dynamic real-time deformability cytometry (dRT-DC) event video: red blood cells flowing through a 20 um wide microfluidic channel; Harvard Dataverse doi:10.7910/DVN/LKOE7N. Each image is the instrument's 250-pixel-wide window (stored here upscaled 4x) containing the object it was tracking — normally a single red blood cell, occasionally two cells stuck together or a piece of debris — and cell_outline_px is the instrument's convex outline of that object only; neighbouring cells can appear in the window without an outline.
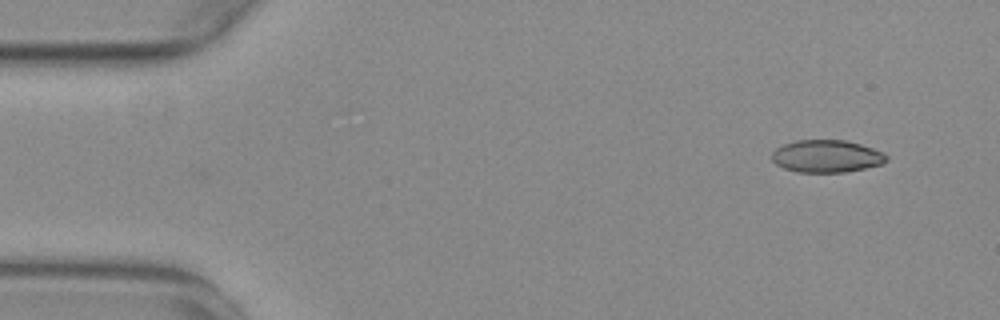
{"species": "common noctule bat (a hibernating species)", "species_latin": "Nyctalus noctula", "temperature_condition": "warm", "stored_images_in_passage": 39, "camera_frame_rate_fps": 3000, "um_per_image_px": 0.085, "animal": {"sex": "female", "body_mass_g": 29.2, "forearm_length_mm": 56.3}, "frame": {"image": 1, "passage_image": 1, "time_ms": 0.0, "image_size_px": [1000, 320], "cell_outline_px": [[888, 160], [884, 164], [844, 172], [800, 172], [784, 168], [776, 164], [772, 160], [772, 152], [776, 148], [784, 144], [796, 140], [844, 140], [860, 144], [884, 152], [888, 156]], "centroid_in_image_um": [70.28, 13.27], "position_along_channel_um": 14.7, "area_um2": 21.68}}
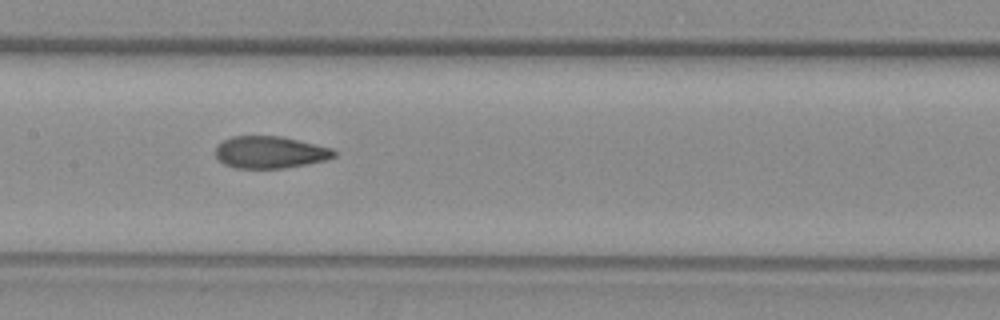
{"frame": {"image": 2, "passage_image": 23, "time_ms": 7.333, "image_size_px": [1000, 320], "cell_outline_px": [[336, 156], [324, 160], [284, 168], [236, 168], [224, 164], [216, 156], [216, 148], [224, 140], [232, 136], [280, 136], [332, 148], [336, 152]], "centroid_in_image_um": [22.95, 12.94], "position_along_channel_um": 184.5, "area_um2": 21.85}}
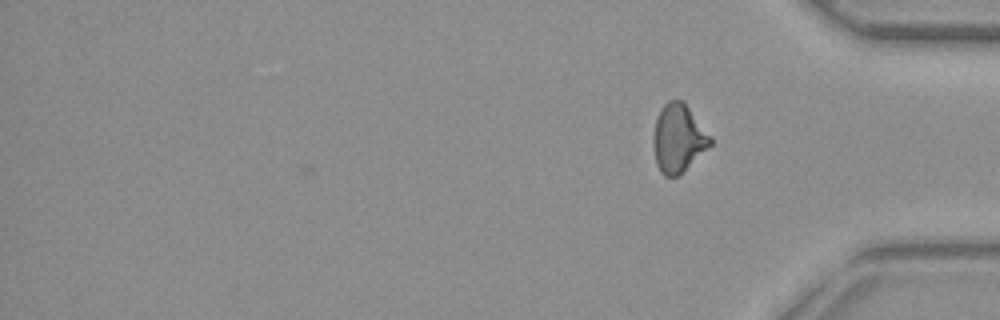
{"frame": {"image": 3, "passage_image": 39, "time_ms": 12.667, "image_size_px": [1000, 320], "cell_outline_px": [[712, 144], [676, 176], [664, 176], [660, 172], [656, 164], [652, 140], [652, 136], [656, 120], [664, 104], [668, 100], [684, 100], [712, 136]], "centroid_in_image_um": [57.65, 11.72], "position_along_channel_um": 377.5, "area_um2": 22.6}, "authors_computed_cell_mechanics": {"area_um2": 22.4264, "velocity_mm_per_s": 3.7778, "shape_relaxation_time_tau1_ms": null, "shape_relaxation_time_tau2_ms": 2.3756, "deformation_change_tau1": null, "deformation_change_tau2": 0.0931}}